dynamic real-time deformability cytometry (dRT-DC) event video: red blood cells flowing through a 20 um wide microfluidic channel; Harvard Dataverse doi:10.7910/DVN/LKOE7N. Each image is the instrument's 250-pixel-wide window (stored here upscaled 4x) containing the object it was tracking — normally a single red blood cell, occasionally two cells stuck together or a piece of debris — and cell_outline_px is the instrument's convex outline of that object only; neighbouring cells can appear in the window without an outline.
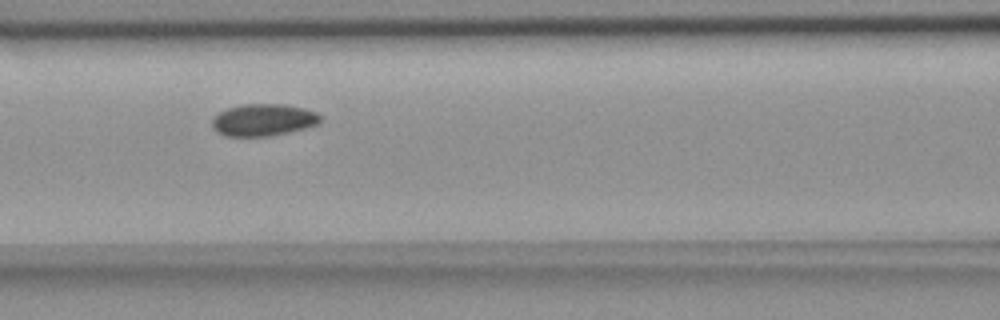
{"species": "common noctule bat (a hibernating species)", "species_latin": "Nyctalus noctula", "temperature_condition": "room temperature", "stored_images_in_passage": 6, "camera_frame_rate_fps": 3000, "um_per_image_px": 0.085, "animal": {"sex": "female", "body_mass_g": 18.4}, "frame": {"image": 1, "passage_image": 5, "time_ms": 5.333, "image_size_px": [1000, 320], "cell_outline_px": [[320, 124], [288, 132], [268, 136], [224, 136], [216, 132], [212, 128], [212, 120], [220, 112], [228, 108], [244, 104], [284, 104], [304, 108], [316, 112], [320, 116]], "centroid_in_image_um": [22.38, 10.2], "position_along_channel_um": 144.2, "area_um2": 20.17}}
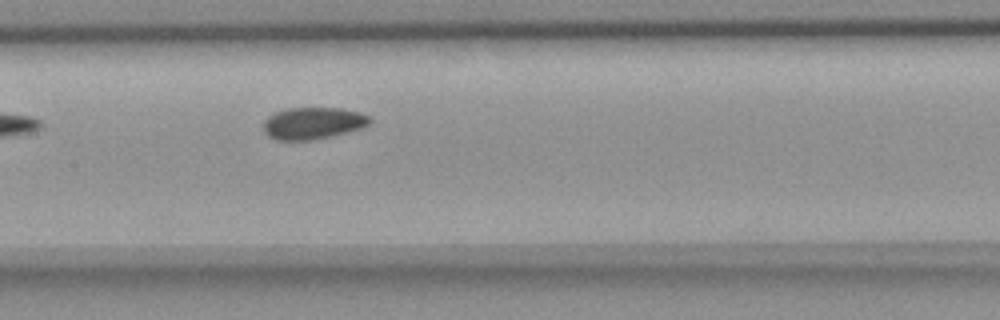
{"frame": {"image": 2, "passage_image": 6, "time_ms": 6.333, "image_size_px": [1000, 320], "cell_outline_px": [[372, 120], [364, 128], [332, 136], [312, 140], [276, 140], [268, 136], [264, 132], [264, 120], [268, 116], [276, 112], [288, 108], [340, 108], [360, 112], [372, 116]], "centroid_in_image_um": [26.64, 10.47], "position_along_channel_um": 180.8, "area_um2": 20.0}}